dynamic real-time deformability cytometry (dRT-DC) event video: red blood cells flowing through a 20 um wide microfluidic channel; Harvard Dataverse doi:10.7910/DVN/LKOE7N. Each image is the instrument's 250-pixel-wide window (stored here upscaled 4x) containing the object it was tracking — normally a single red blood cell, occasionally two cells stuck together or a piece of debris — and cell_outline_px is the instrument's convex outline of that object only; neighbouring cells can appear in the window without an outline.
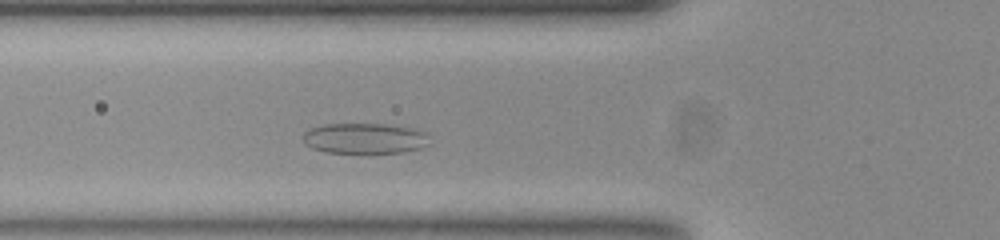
{"species": "common noctule bat (a hibernating species)", "species_latin": "Nyctalus noctula", "temperature_condition": "room temperature", "stored_images_in_passage": 43, "camera_frame_rate_fps": 3000, "um_per_image_px": 0.085, "animal": {"sex": "female", "body_mass_g": 23.0, "forearm_length_mm": 53.4}, "frame": {"image": 1, "passage_image": 7, "time_ms": 2.0, "image_size_px": [1000, 240], "cell_outline_px": [[428, 144], [420, 148], [400, 152], [324, 152], [312, 148], [304, 144], [304, 132], [312, 128], [324, 124], [380, 124], [404, 128], [420, 132]], "centroid_in_image_um": [30.85, 11.77], "position_along_channel_um": 95.0, "area_um2": 21.56}}
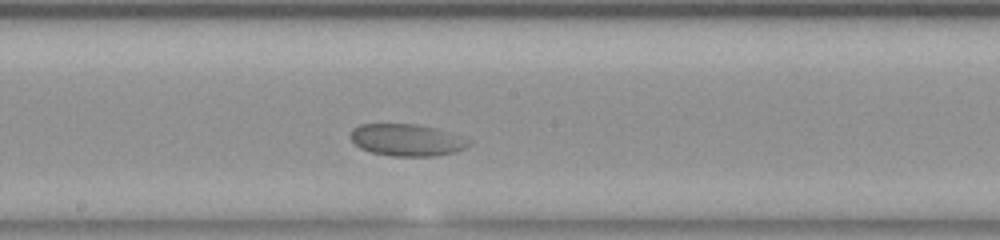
{"frame": {"image": 2, "passage_image": 17, "time_ms": 5.333, "image_size_px": [1000, 240], "cell_outline_px": [[472, 144], [456, 152], [436, 156], [392, 156], [372, 152], [360, 148], [352, 140], [352, 128], [360, 124], [416, 124], [432, 128], [472, 140]], "centroid_in_image_um": [34.59, 11.91], "position_along_channel_um": 213.6, "area_um2": 21.79}}
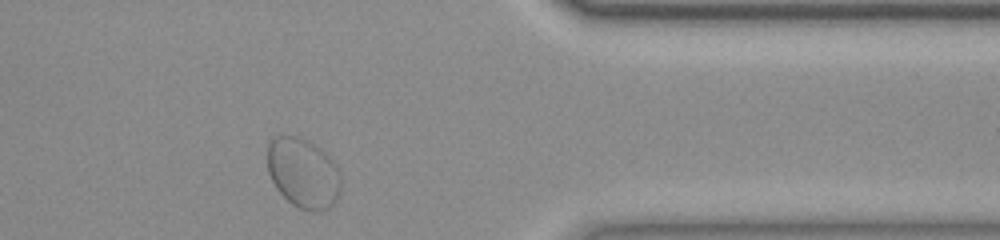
{"frame": {"image": 3, "passage_image": 33, "time_ms": 10.667, "image_size_px": [1000, 240], "cell_outline_px": [[340, 192], [336, 200], [328, 208], [320, 212], [312, 212], [300, 208], [292, 204], [276, 188], [268, 172], [268, 140], [272, 136], [296, 136], [320, 148], [332, 160], [340, 176]], "centroid_in_image_um": [25.75, 14.72], "position_along_channel_um": 385.6, "area_um2": 29.77}}